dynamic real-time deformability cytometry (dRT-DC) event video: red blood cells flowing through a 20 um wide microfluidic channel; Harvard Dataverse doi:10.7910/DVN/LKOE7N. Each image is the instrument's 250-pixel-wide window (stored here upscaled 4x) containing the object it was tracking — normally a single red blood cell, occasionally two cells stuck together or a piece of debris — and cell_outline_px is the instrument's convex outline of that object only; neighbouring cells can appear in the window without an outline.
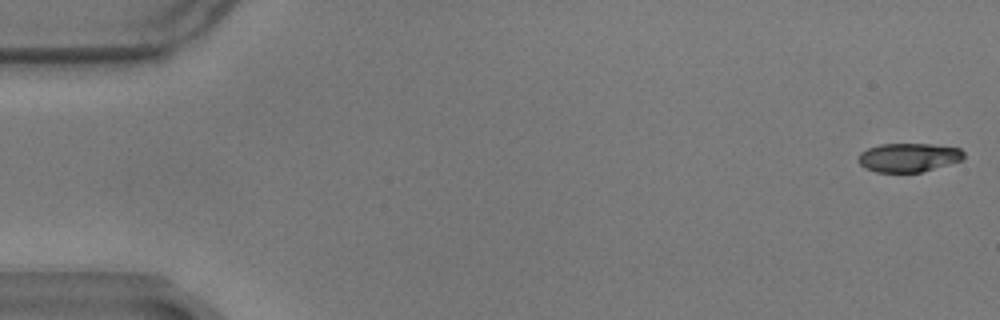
{"species": "common noctule bat (a hibernating species)", "species_latin": "Nyctalus noctula", "temperature_condition": "warm", "stored_images_in_passage": 17, "camera_frame_rate_fps": 3000, "um_per_image_px": 0.085, "animal": {"sex": "male", "body_mass_g": 17.9}, "frame": {"image": 1, "passage_image": 1, "time_ms": 0.0, "image_size_px": [1000, 320], "cell_outline_px": [[964, 160], [920, 172], [876, 172], [864, 168], [856, 160], [860, 152], [868, 148], [880, 144], [932, 144], [960, 148], [964, 152]], "centroid_in_image_um": [77.21, 13.38], "position_along_channel_um": 7.8, "area_um2": 17.86}}
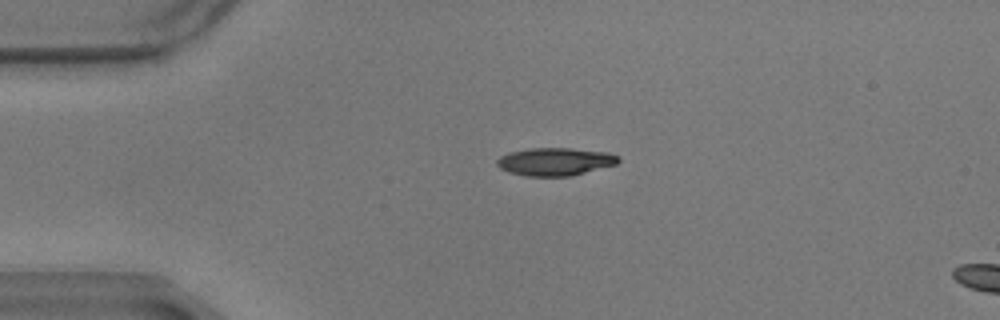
{"frame": {"image": 2, "passage_image": 13, "time_ms": 4.0, "image_size_px": [1000, 320], "cell_outline_px": [[620, 160], [616, 164], [572, 176], [524, 176], [508, 172], [500, 168], [496, 164], [496, 160], [500, 156], [508, 152], [528, 148], [572, 148], [608, 152], [620, 156]], "centroid_in_image_um": [47.17, 13.73], "position_along_channel_um": 37.8, "area_um2": 19.94}}